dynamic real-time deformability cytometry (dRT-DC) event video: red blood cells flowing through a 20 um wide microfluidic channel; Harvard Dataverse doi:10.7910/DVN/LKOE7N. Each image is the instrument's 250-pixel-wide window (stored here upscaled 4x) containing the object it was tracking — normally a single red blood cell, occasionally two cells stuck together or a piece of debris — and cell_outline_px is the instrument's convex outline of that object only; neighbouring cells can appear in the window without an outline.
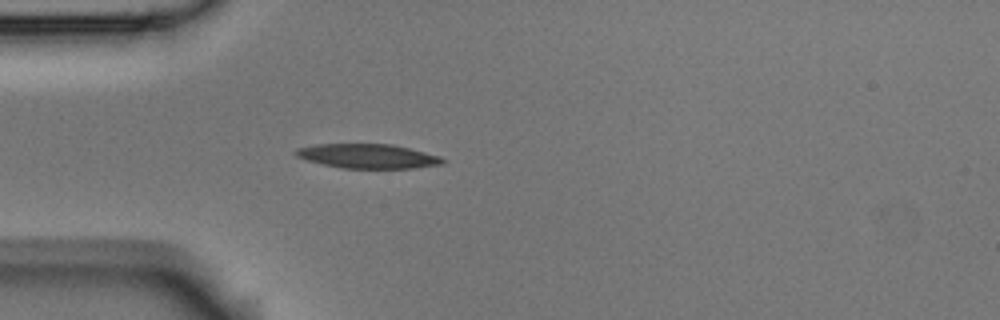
{"species": "Egyptian fruit bat (a non-hibernating species)", "species_latin": "Rousettus aegyptiacus", "temperature_condition": "room temperature", "stored_images_in_passage": 34, "camera_frame_rate_fps": 3000, "um_per_image_px": 0.085, "animal": {"sex": "male"}, "frame": {"image": 1, "passage_image": 1, "time_ms": 0.0, "image_size_px": [1000, 320], "cell_outline_px": [[448, 160], [444, 164], [412, 168], [344, 168], [324, 164], [308, 160], [296, 156], [292, 152], [296, 148], [312, 144], [392, 144], [440, 156]], "centroid_in_image_um": [31.26, 13.26], "position_along_channel_um": 53.7, "area_um2": 20.87}}
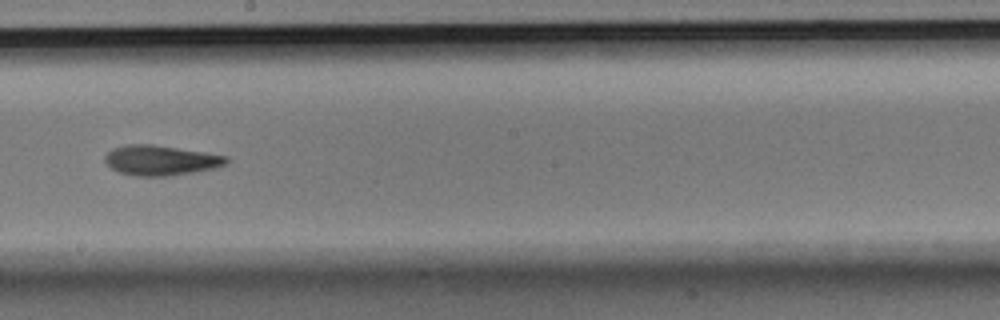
{"frame": {"image": 2, "passage_image": 16, "time_ms": 5.0, "image_size_px": [1000, 320], "cell_outline_px": [[228, 160], [224, 164], [212, 168], [192, 172], [168, 176], [136, 176], [120, 172], [112, 168], [104, 160], [104, 156], [112, 148], [128, 144], [152, 144], [204, 152], [228, 156]], "centroid_in_image_um": [13.62, 13.62], "position_along_channel_um": 234.6, "area_um2": 20.98}}
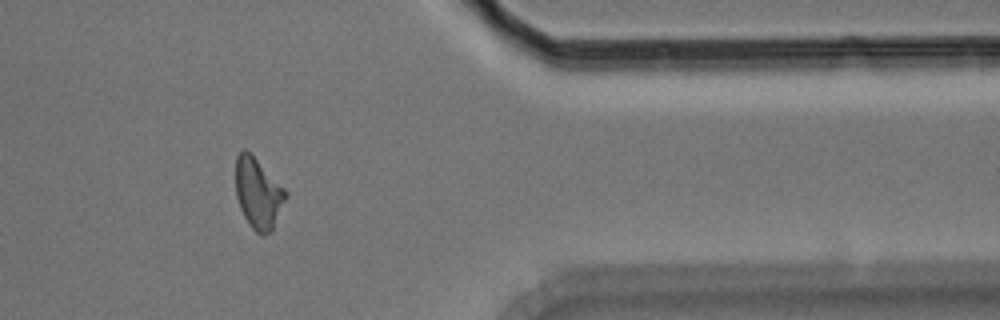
{"frame": {"image": 3, "passage_image": 30, "time_ms": 9.667, "image_size_px": [1000, 320], "cell_outline_px": [[288, 196], [272, 228], [268, 232], [260, 236], [252, 228], [244, 216], [240, 208], [236, 196], [236, 156], [244, 148], [252, 152], [288, 192]], "centroid_in_image_um": [21.94, 16.38], "position_along_channel_um": 389.5, "area_um2": 20.69}, "authors_computed_cell_mechanics": {"area_um2": 20.7502, "velocity_mm_per_s": 3.7411, "shape_relaxation_time_tau1_ms": 7.3654, "shape_relaxation_time_tau2_ms": 6.8972, "deformation_change_tau1": 0.2021, "deformation_change_tau2": 0.1672}}